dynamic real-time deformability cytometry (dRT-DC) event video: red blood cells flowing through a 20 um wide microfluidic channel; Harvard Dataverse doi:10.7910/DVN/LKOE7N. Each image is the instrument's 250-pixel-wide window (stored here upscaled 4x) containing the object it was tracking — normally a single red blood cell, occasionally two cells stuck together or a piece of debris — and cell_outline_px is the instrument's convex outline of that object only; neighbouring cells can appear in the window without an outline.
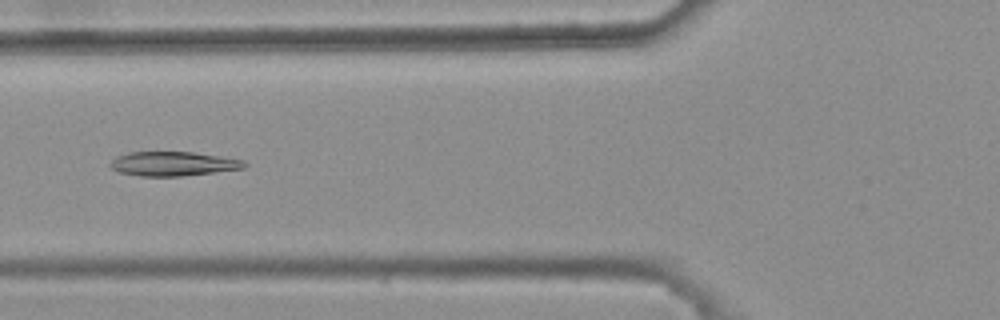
{"species": "common noctule bat (a hibernating species)", "species_latin": "Nyctalus noctula", "temperature_condition": "warm", "stored_images_in_passage": 8, "camera_frame_rate_fps": 3000, "um_per_image_px": 0.085, "animal": {"sex": "female", "body_mass_g": 25.1}, "frame": {"image": 1, "passage_image": 5, "time_ms": 1.333, "image_size_px": [1000, 320], "cell_outline_px": [[248, 164], [244, 168], [180, 176], [140, 176], [120, 172], [112, 168], [108, 164], [116, 156], [128, 152], [192, 152], [220, 156], [244, 160]], "centroid_in_image_um": [14.7, 13.91], "position_along_channel_um": 111.1, "area_um2": 18.84}}
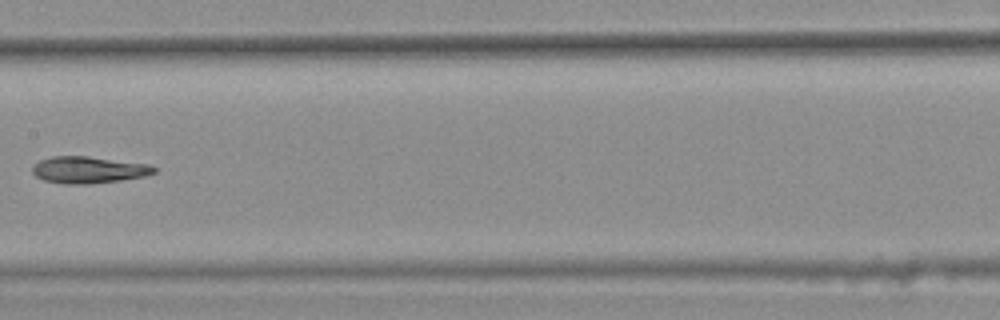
{"frame": {"image": 2, "passage_image": 7, "time_ms": 2.0, "image_size_px": [1000, 320], "cell_outline_px": [[156, 172], [148, 176], [120, 180], [88, 184], [64, 184], [44, 180], [36, 176], [32, 172], [32, 164], [40, 160], [52, 156], [88, 156], [148, 164], [156, 168]], "centroid_in_image_um": [7.52, 14.43], "position_along_channel_um": 199.9, "area_um2": 19.07}}
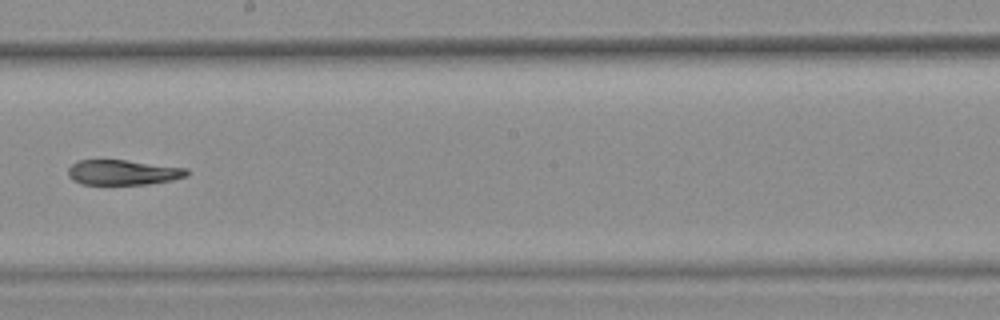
{"frame": {"image": 3, "passage_image": 8, "time_ms": 2.333, "image_size_px": [1000, 320], "cell_outline_px": [[188, 176], [172, 180], [148, 184], [80, 184], [72, 180], [68, 176], [68, 168], [76, 160], [124, 160], [188, 168]], "centroid_in_image_um": [10.43, 14.65], "position_along_channel_um": 237.8, "area_um2": 17.4}}